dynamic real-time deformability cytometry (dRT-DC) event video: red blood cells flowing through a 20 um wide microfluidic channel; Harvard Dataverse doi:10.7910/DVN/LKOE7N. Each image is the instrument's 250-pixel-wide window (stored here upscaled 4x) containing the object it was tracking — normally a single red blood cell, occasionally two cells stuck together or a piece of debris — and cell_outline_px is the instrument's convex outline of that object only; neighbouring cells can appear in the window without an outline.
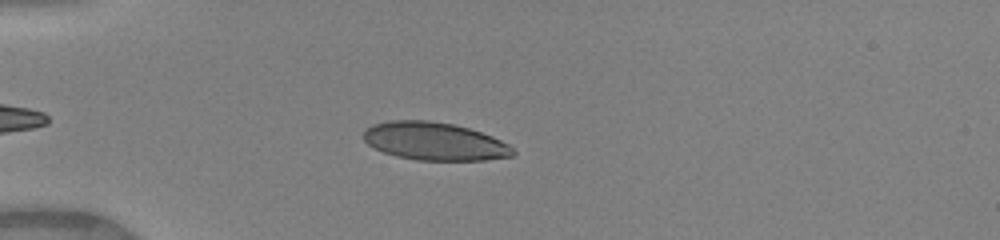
{"species": "human", "species_latin": "Homo sapiens", "temperature_condition": "warm", "stored_images_in_passage": 47, "camera_frame_rate_fps": 3000, "um_per_image_px": 0.085, "donor": {"sex": "female"}, "frame": {"image": 1, "passage_image": 12, "time_ms": 3.667, "image_size_px": [1000, 240], "cell_outline_px": [[516, 152], [512, 156], [484, 160], [416, 160], [396, 156], [384, 152], [368, 144], [364, 140], [364, 132], [372, 124], [388, 120], [428, 120], [452, 124], [468, 128], [492, 136], [508, 144]], "centroid_in_image_um": [36.93, 12.01], "position_along_channel_um": 48.1, "area_um2": 32.89}}
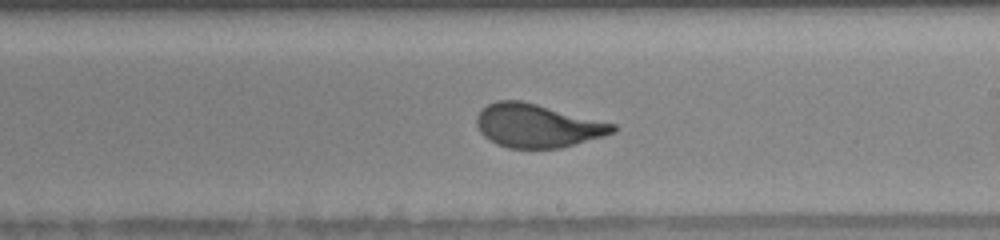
{"frame": {"image": 2, "passage_image": 28, "time_ms": 9.0, "image_size_px": [1000, 240], "cell_outline_px": [[616, 132], [604, 136], [560, 148], [508, 148], [496, 144], [484, 136], [480, 132], [476, 124], [476, 116], [488, 104], [496, 100], [520, 100], [616, 124]], "centroid_in_image_um": [45.66, 10.69], "position_along_channel_um": 243.3, "area_um2": 34.28}}
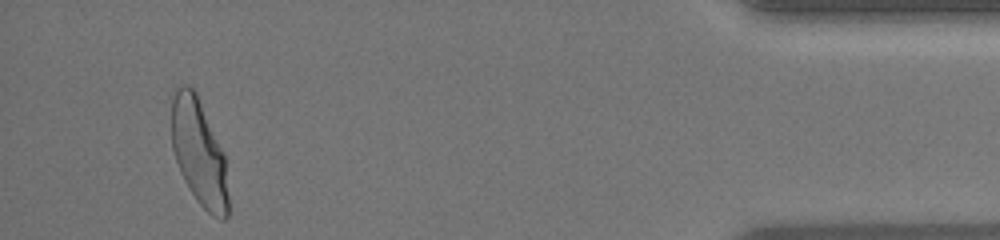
{"frame": {"image": 3, "passage_image": 45, "time_ms": 14.667, "image_size_px": [1000, 240], "cell_outline_px": [[228, 216], [224, 220], [212, 216], [196, 200], [184, 180], [180, 172], [172, 148], [172, 88], [180, 84], [188, 84], [196, 92], [224, 152], [228, 196]], "centroid_in_image_um": [16.9, 12.92], "position_along_channel_um": 418.3, "area_um2": 35.43}, "authors_computed_cell_mechanics": {"area_um2": 34.3332, "velocity_mm_per_s": 4.1192, "shape_relaxation_time_tau1_ms": 3.5775, "shape_relaxation_time_tau2_ms": null, "deformation_change_tau1": 0.1816, "deformation_change_tau2": null}}